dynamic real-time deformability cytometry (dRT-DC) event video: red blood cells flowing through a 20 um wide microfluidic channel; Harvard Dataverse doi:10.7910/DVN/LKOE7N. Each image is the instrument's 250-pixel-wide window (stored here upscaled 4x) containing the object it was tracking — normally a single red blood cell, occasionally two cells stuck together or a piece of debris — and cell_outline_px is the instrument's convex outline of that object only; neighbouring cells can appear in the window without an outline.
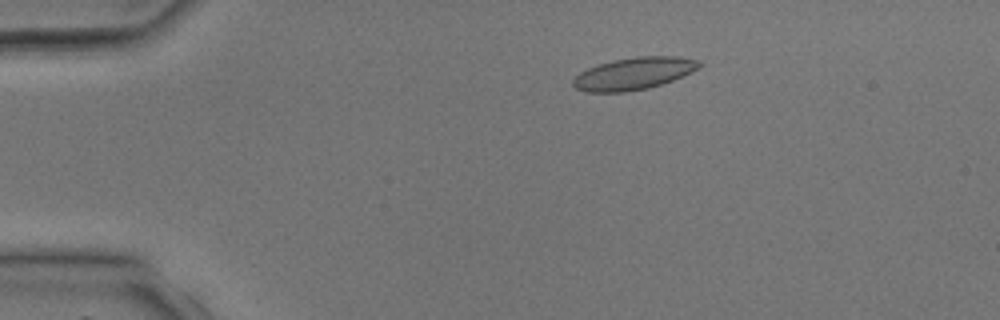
{"species": "common noctule bat (a hibernating species)", "species_latin": "Nyctalus noctula", "temperature_condition": "room temperature", "stored_images_in_passage": 2, "camera_frame_rate_fps": 3000, "um_per_image_px": 0.085, "animal": {"sex": "male", "body_mass_g": 17.9, "forearm_length_mm": 54.2}, "frame": {"image": 1, "passage_image": 1, "time_ms": 0.0, "image_size_px": [1000, 320], "cell_outline_px": [[704, 64], [700, 68], [672, 80], [648, 88], [624, 92], [584, 92], [576, 88], [572, 84], [572, 80], [580, 72], [588, 68], [612, 60], [636, 56], [676, 56], [700, 60]], "centroid_in_image_um": [53.88, 6.24], "position_along_channel_um": 31.1, "area_um2": 23.7}}